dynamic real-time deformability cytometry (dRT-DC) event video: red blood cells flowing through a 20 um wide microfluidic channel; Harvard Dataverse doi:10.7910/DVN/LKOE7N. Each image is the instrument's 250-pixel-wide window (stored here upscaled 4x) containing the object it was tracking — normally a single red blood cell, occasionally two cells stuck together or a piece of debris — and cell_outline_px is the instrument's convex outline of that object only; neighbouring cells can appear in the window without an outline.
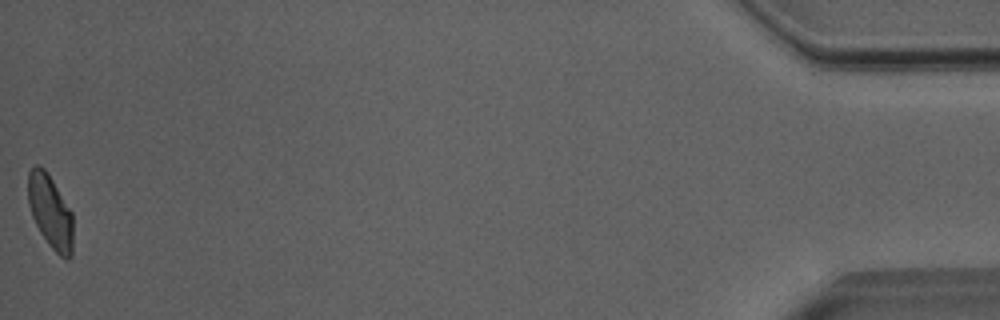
{"species": "Egyptian fruit bat (a non-hibernating species)", "species_latin": "Rousettus aegyptiacus", "temperature_condition": "room temperature", "stored_images_in_passage": 40, "camera_frame_rate_fps": 3000, "um_per_image_px": 0.085, "animal": {"sex": "male"}, "frame": {"image": 1, "passage_image": 40, "time_ms": 13.0, "image_size_px": [1000, 320], "cell_outline_px": [[72, 256], [68, 260], [64, 260], [48, 244], [40, 232], [32, 216], [28, 204], [28, 172], [36, 164], [40, 164], [48, 172], [72, 212]], "centroid_in_image_um": [4.27, 17.98], "position_along_channel_um": 430.9, "area_um2": 19.42}, "authors_computed_cell_mechanics": {"area_um2": 20.23, "velocity_mm_per_s": 4.0106, "shape_relaxation_time_tau1_ms": 4.2917, "shape_relaxation_time_tau2_ms": 2.0095, "deformation_change_tau1": 0.1072, "deformation_change_tau2": 0.0707}}